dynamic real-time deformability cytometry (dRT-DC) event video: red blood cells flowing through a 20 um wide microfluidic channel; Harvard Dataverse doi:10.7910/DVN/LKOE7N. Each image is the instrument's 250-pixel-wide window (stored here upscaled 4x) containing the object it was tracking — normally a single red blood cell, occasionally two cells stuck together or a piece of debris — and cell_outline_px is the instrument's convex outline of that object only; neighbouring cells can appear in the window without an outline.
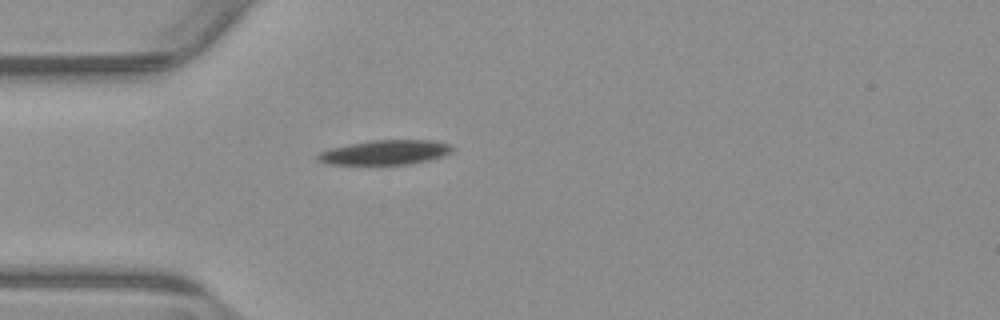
{"species": "common noctule bat (a hibernating species)", "species_latin": "Nyctalus noctula", "temperature_condition": "warm", "stored_images_in_passage": 41, "camera_frame_rate_fps": 3000, "um_per_image_px": 0.085, "animal": {"sex": "male", "body_mass_g": 23.1, "forearm_length_mm": 52.7}, "frame": {"image": 1, "passage_image": 1, "time_ms": 0.0, "image_size_px": [1000, 320], "cell_outline_px": [[452, 148], [448, 152], [440, 156], [408, 164], [328, 164], [320, 160], [316, 156], [320, 152], [332, 148], [348, 144], [372, 140], [424, 140], [448, 144]], "centroid_in_image_um": [32.65, 12.95], "position_along_channel_um": 52.3, "area_um2": 18.55}}
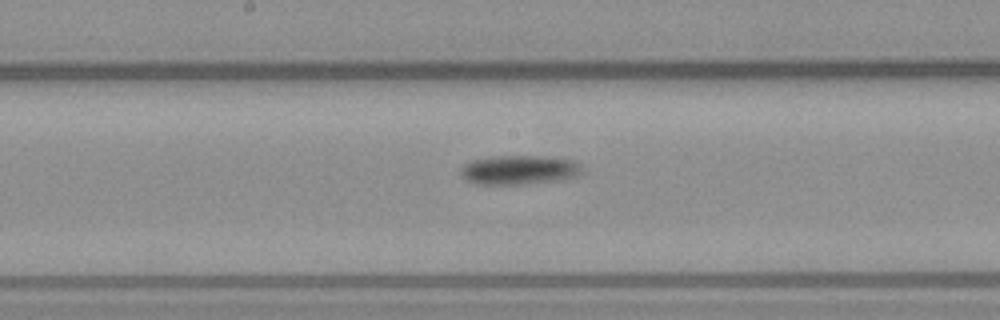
{"frame": {"image": 2, "passage_image": 14, "time_ms": 4.333, "image_size_px": [1000, 320], "cell_outline_px": [[576, 176], [560, 180], [520, 184], [476, 184], [468, 180], [464, 176], [464, 164], [476, 160], [500, 156], [532, 156], [568, 160], [576, 164]], "centroid_in_image_um": [44.06, 14.46], "position_along_channel_um": 204.1, "area_um2": 19.36}}
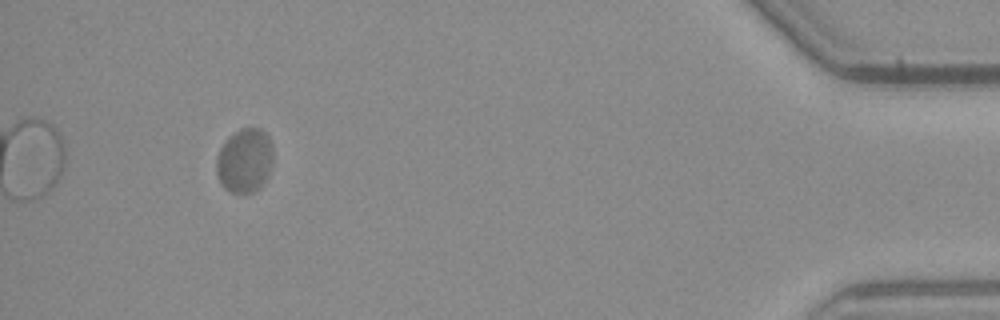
{"frame": {"image": 3, "passage_image": 37, "time_ms": 12.0, "image_size_px": [1000, 320], "cell_outline_px": [[272, 164], [268, 176], [260, 188], [256, 192], [244, 196], [232, 192], [224, 188], [220, 184], [216, 172], [216, 156], [220, 148], [228, 136], [240, 128], [260, 128], [268, 136], [272, 144]], "centroid_in_image_um": [20.79, 13.69], "position_along_channel_um": 414.4, "area_um2": 21.85}, "authors_computed_cell_mechanics": {"area_um2": 19.8254, "velocity_mm_per_s": 3.6996, "shape_relaxation_time_tau1_ms": 5.3618, "shape_relaxation_time_tau2_ms": null, "deformation_change_tau1": 0.1578, "deformation_change_tau2": null}}